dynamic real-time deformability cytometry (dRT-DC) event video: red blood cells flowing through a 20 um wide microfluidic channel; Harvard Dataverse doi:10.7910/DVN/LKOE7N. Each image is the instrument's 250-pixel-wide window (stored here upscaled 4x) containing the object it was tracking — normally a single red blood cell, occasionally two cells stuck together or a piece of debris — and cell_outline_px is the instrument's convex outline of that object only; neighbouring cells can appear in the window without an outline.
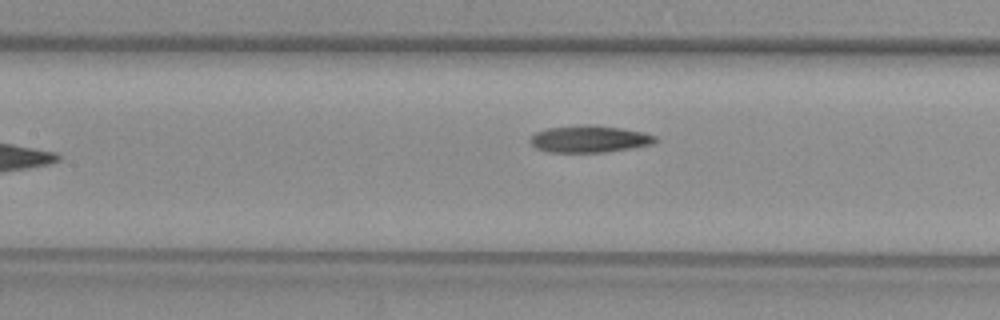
{"species": "common noctule bat (a hibernating species)", "species_latin": "Nyctalus noctula", "temperature_condition": "warm", "stored_images_in_passage": 7, "camera_frame_rate_fps": 3000, "um_per_image_px": 0.085, "animal": {"sex": "female", "body_mass_g": 29.2, "forearm_length_mm": 56.3}, "frame": {"image": 1, "passage_image": 6, "time_ms": 8.333, "image_size_px": [1000, 320], "cell_outline_px": [[656, 140], [652, 144], [604, 152], [548, 152], [536, 148], [528, 140], [536, 132], [548, 128], [588, 124], [620, 128], [644, 132], [656, 136]], "centroid_in_image_um": [50.07, 11.81], "position_along_channel_um": 157.3, "area_um2": 19.42}}
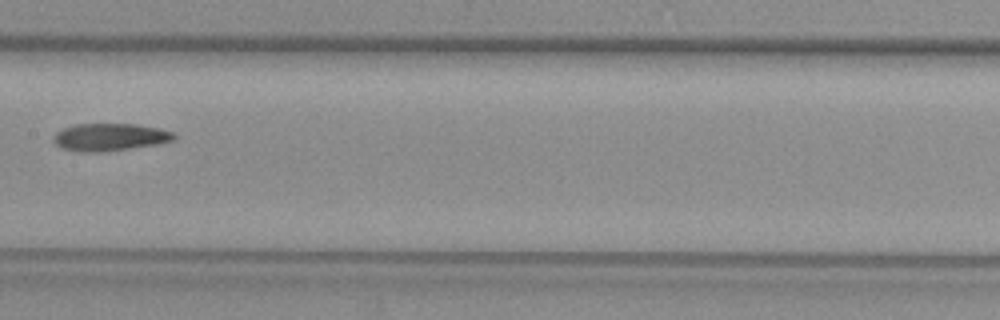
{"frame": {"image": 2, "passage_image": 7, "time_ms": 9.333, "image_size_px": [1000, 320], "cell_outline_px": [[176, 136], [172, 140], [156, 144], [100, 152], [80, 152], [64, 148], [56, 144], [52, 140], [52, 136], [56, 132], [64, 128], [76, 124], [136, 124], [160, 128], [172, 132]], "centroid_in_image_um": [9.3, 11.64], "position_along_channel_um": 198.1, "area_um2": 19.07}}